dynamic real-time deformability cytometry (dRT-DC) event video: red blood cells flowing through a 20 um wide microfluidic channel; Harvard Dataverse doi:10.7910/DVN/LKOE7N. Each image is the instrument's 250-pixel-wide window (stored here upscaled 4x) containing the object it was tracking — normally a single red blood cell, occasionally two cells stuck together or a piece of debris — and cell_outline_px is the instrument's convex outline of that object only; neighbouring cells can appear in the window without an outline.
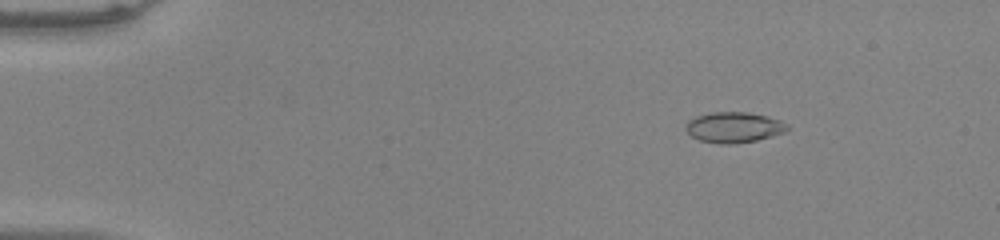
{"species": "common noctule bat (a hibernating species)", "species_latin": "Nyctalus noctula", "temperature_condition": "warm", "stored_images_in_passage": 53, "camera_frame_rate_fps": 3000, "um_per_image_px": 0.085, "animal": {"sex": "male", "body_mass_g": 20.0, "forearm_length_mm": 53.3}, "frame": {"image": 1, "passage_image": 8, "time_ms": 2.333, "image_size_px": [1000, 240], "cell_outline_px": [[792, 128], [788, 132], [756, 140], [732, 144], [720, 144], [700, 140], [692, 136], [684, 128], [688, 120], [696, 116], [712, 112], [748, 112], [780, 120], [788, 124]], "centroid_in_image_um": [62.41, 10.82], "position_along_channel_um": 22.6, "area_um2": 18.21}}
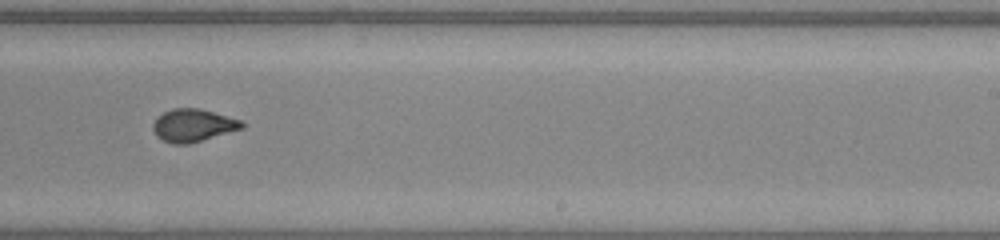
{"frame": {"image": 2, "passage_image": 34, "time_ms": 11.0, "image_size_px": [1000, 240], "cell_outline_px": [[244, 128], [188, 144], [172, 144], [156, 136], [152, 128], [152, 124], [156, 116], [172, 108], [200, 108], [240, 120], [244, 124]], "centroid_in_image_um": [16.37, 10.65], "position_along_channel_um": 272.6, "area_um2": 16.94}}
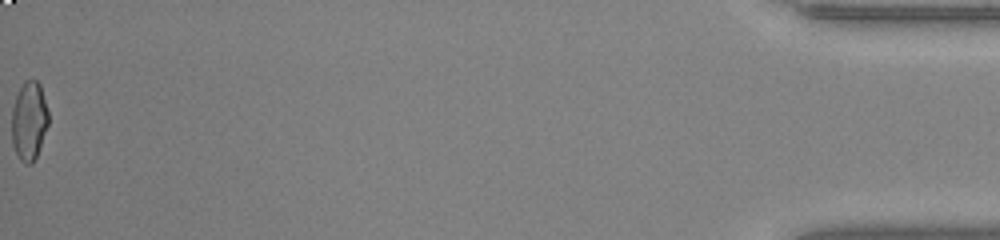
{"frame": {"image": 3, "passage_image": 53, "time_ms": 17.333, "image_size_px": [1000, 240], "cell_outline_px": [[48, 124], [36, 156], [32, 164], [24, 164], [20, 160], [12, 144], [12, 108], [16, 96], [24, 80], [36, 80], [40, 84], [48, 112]], "centroid_in_image_um": [2.46, 10.27], "position_along_channel_um": 432.7, "area_um2": 16.7}}